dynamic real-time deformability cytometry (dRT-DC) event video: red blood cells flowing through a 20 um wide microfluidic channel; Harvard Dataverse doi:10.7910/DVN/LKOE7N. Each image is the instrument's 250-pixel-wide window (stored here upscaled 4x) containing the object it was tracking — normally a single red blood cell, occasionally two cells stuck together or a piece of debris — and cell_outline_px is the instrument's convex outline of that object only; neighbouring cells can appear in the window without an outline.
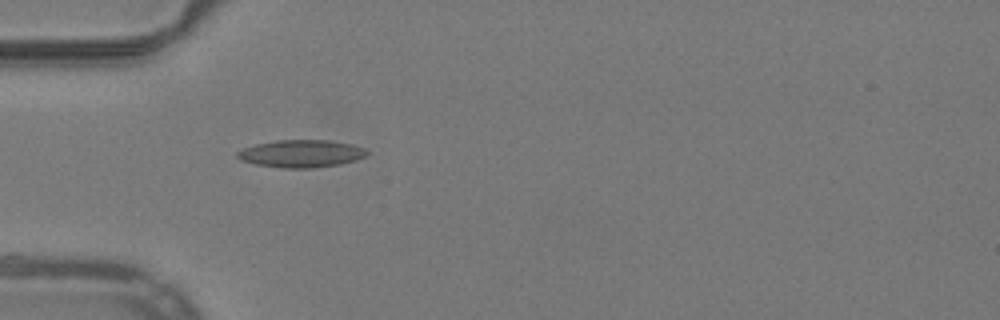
{"species": "common noctule bat (a hibernating species)", "species_latin": "Nyctalus noctula", "temperature_condition": "warm", "stored_images_in_passage": 37, "camera_frame_rate_fps": 3000, "um_per_image_px": 0.085, "animal": {"sex": "male", "body_mass_g": 19.2, "forearm_length_mm": 51.8}, "frame": {"image": 1, "passage_image": 1, "time_ms": 0.0, "image_size_px": [1000, 320], "cell_outline_px": [[368, 152], [364, 156], [356, 160], [340, 164], [312, 168], [284, 168], [256, 164], [240, 160], [236, 156], [236, 152], [244, 148], [256, 144], [276, 140], [328, 140], [352, 144], [364, 148]], "centroid_in_image_um": [25.59, 13.05], "position_along_channel_um": 59.4, "area_um2": 20.69}}
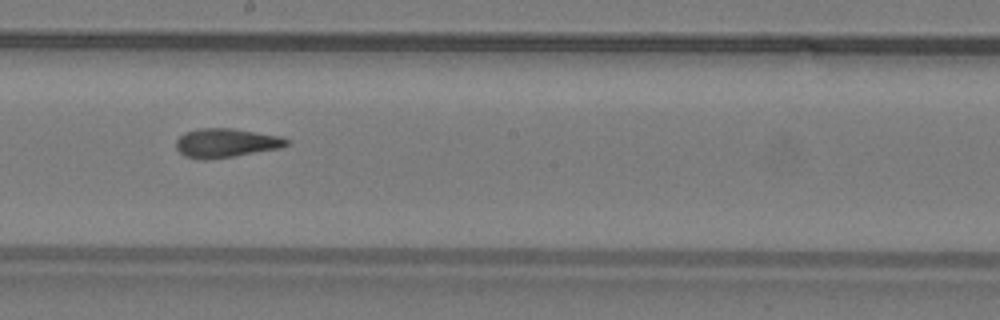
{"frame": {"image": 2, "passage_image": 14, "time_ms": 4.333, "image_size_px": [1000, 320], "cell_outline_px": [[292, 140], [288, 144], [280, 148], [232, 156], [204, 160], [184, 156], [176, 148], [176, 140], [184, 132], [200, 128], [232, 128], [280, 136]], "centroid_in_image_um": [19.2, 12.14], "position_along_channel_um": 229.0, "area_um2": 18.61}}
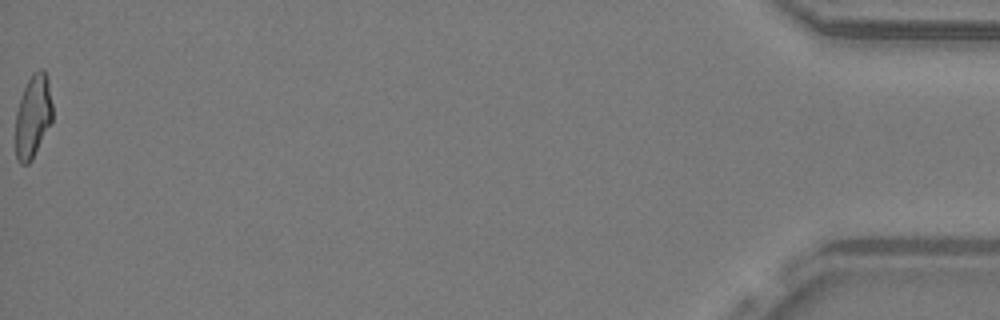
{"frame": {"image": 3, "passage_image": 37, "time_ms": 12.0, "image_size_px": [1000, 320], "cell_outline_px": [[52, 120], [32, 160], [28, 164], [20, 164], [16, 160], [16, 112], [20, 96], [32, 72], [40, 68], [44, 68], [48, 76], [52, 104]], "centroid_in_image_um": [2.8, 9.85], "position_along_channel_um": 432.4, "area_um2": 18.09}, "authors_computed_cell_mechanics": {"area_um2": 18.5538, "velocity_mm_per_s": 3.9866, "shape_relaxation_time_tau1_ms": null, "shape_relaxation_time_tau2_ms": 3.0565, "deformation_change_tau1": null, "deformation_change_tau2": 0.1204}}